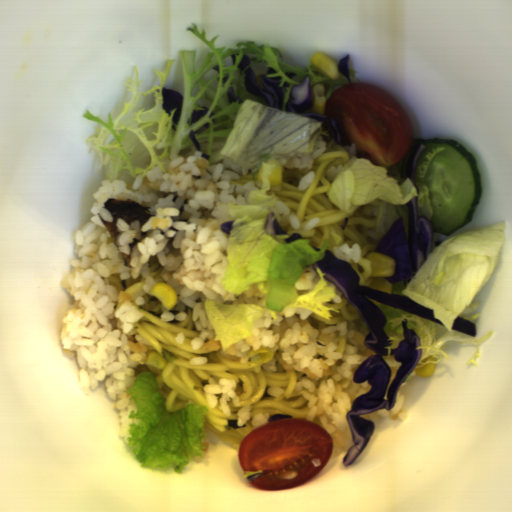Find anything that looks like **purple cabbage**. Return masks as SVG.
Returning <instances> with one entry per match:
<instances>
[{
    "label": "purple cabbage",
    "instance_id": "1",
    "mask_svg": "<svg viewBox=\"0 0 512 512\" xmlns=\"http://www.w3.org/2000/svg\"><path fill=\"white\" fill-rule=\"evenodd\" d=\"M324 251V257L312 263L313 270L320 268L321 272L326 274L324 278L340 291L361 316L369 330L363 342L368 349L375 353L356 368L353 376V383L367 381L371 385V390L357 397L346 415L353 438L352 446L342 459L344 467H347L361 455L375 430L374 422L361 415L375 413L380 409L391 410L396 404L397 393L402 383L421 358V349H417L421 346L420 338L414 329L407 327L409 322L404 318L401 321L404 339L399 342L398 347L390 350V356L394 357L395 361L400 362L401 365L388 388L392 371L383 358L388 354L385 346H391L389 344L391 341L388 340L389 336L384 330L387 319L382 310L369 299L382 302L394 309L407 311L441 326L444 325L441 320L434 318L433 310L408 297L387 294L360 285L361 276L350 263L337 258L328 249H324ZM386 391L387 398L384 400Z\"/></svg>",
    "mask_w": 512,
    "mask_h": 512
},
{
    "label": "purple cabbage",
    "instance_id": "2",
    "mask_svg": "<svg viewBox=\"0 0 512 512\" xmlns=\"http://www.w3.org/2000/svg\"><path fill=\"white\" fill-rule=\"evenodd\" d=\"M408 239L405 236L404 217L400 215L376 246V252L394 260L393 275L385 277L392 284L413 279L427 256L433 251V228L429 217H419V196L406 204Z\"/></svg>",
    "mask_w": 512,
    "mask_h": 512
},
{
    "label": "purple cabbage",
    "instance_id": "3",
    "mask_svg": "<svg viewBox=\"0 0 512 512\" xmlns=\"http://www.w3.org/2000/svg\"><path fill=\"white\" fill-rule=\"evenodd\" d=\"M271 73L278 72L274 68L268 67L266 74L256 76L252 66L248 67L244 72V87L253 96L262 97L269 108L283 111V89L290 85L284 82L283 86L280 87L282 76L268 78L267 76Z\"/></svg>",
    "mask_w": 512,
    "mask_h": 512
},
{
    "label": "purple cabbage",
    "instance_id": "4",
    "mask_svg": "<svg viewBox=\"0 0 512 512\" xmlns=\"http://www.w3.org/2000/svg\"><path fill=\"white\" fill-rule=\"evenodd\" d=\"M311 93V79L309 76H305L300 85H296L292 88L285 110L287 113H296L316 121L324 122V119L328 118L326 113L319 115L313 112H306L312 109Z\"/></svg>",
    "mask_w": 512,
    "mask_h": 512
},
{
    "label": "purple cabbage",
    "instance_id": "5",
    "mask_svg": "<svg viewBox=\"0 0 512 512\" xmlns=\"http://www.w3.org/2000/svg\"><path fill=\"white\" fill-rule=\"evenodd\" d=\"M162 96L164 98L163 108L167 113L177 108L172 120L175 125L179 124L184 97L175 90L166 89V87L162 88Z\"/></svg>",
    "mask_w": 512,
    "mask_h": 512
},
{
    "label": "purple cabbage",
    "instance_id": "6",
    "mask_svg": "<svg viewBox=\"0 0 512 512\" xmlns=\"http://www.w3.org/2000/svg\"><path fill=\"white\" fill-rule=\"evenodd\" d=\"M426 148V145L420 142L414 147L406 161V178H409L412 181L413 185L416 187L417 194H419L420 188L416 183V167L420 156L426 150Z\"/></svg>",
    "mask_w": 512,
    "mask_h": 512
},
{
    "label": "purple cabbage",
    "instance_id": "7",
    "mask_svg": "<svg viewBox=\"0 0 512 512\" xmlns=\"http://www.w3.org/2000/svg\"><path fill=\"white\" fill-rule=\"evenodd\" d=\"M452 330L460 331L471 337H476V324L466 320L461 316H457L453 322Z\"/></svg>",
    "mask_w": 512,
    "mask_h": 512
},
{
    "label": "purple cabbage",
    "instance_id": "8",
    "mask_svg": "<svg viewBox=\"0 0 512 512\" xmlns=\"http://www.w3.org/2000/svg\"><path fill=\"white\" fill-rule=\"evenodd\" d=\"M275 217V214L271 211L266 216V223L264 225L266 233H270V235H286L287 232L279 225L277 219H272Z\"/></svg>",
    "mask_w": 512,
    "mask_h": 512
},
{
    "label": "purple cabbage",
    "instance_id": "9",
    "mask_svg": "<svg viewBox=\"0 0 512 512\" xmlns=\"http://www.w3.org/2000/svg\"><path fill=\"white\" fill-rule=\"evenodd\" d=\"M350 54H347L346 57H343L338 65V71L341 72L349 81V84L352 83L350 79V65H349Z\"/></svg>",
    "mask_w": 512,
    "mask_h": 512
},
{
    "label": "purple cabbage",
    "instance_id": "10",
    "mask_svg": "<svg viewBox=\"0 0 512 512\" xmlns=\"http://www.w3.org/2000/svg\"><path fill=\"white\" fill-rule=\"evenodd\" d=\"M328 122L333 129V136H334L336 143L340 146H343L344 144H346L339 127L334 123L333 119L329 118Z\"/></svg>",
    "mask_w": 512,
    "mask_h": 512
},
{
    "label": "purple cabbage",
    "instance_id": "11",
    "mask_svg": "<svg viewBox=\"0 0 512 512\" xmlns=\"http://www.w3.org/2000/svg\"><path fill=\"white\" fill-rule=\"evenodd\" d=\"M209 127H210V123L207 122L203 126H201L199 129H197L195 132L191 131L189 133V138L192 141V143L194 144L196 150L201 151V146L198 143V141L196 140L195 135L202 133L203 131L209 129Z\"/></svg>",
    "mask_w": 512,
    "mask_h": 512
},
{
    "label": "purple cabbage",
    "instance_id": "12",
    "mask_svg": "<svg viewBox=\"0 0 512 512\" xmlns=\"http://www.w3.org/2000/svg\"><path fill=\"white\" fill-rule=\"evenodd\" d=\"M204 110H194L191 116V123H196L199 121L206 113H208L209 109L207 106L202 107Z\"/></svg>",
    "mask_w": 512,
    "mask_h": 512
},
{
    "label": "purple cabbage",
    "instance_id": "13",
    "mask_svg": "<svg viewBox=\"0 0 512 512\" xmlns=\"http://www.w3.org/2000/svg\"><path fill=\"white\" fill-rule=\"evenodd\" d=\"M226 97L228 102L230 103L237 100L239 101V103H241V99L239 97H236L235 95L233 86L228 88Z\"/></svg>",
    "mask_w": 512,
    "mask_h": 512
},
{
    "label": "purple cabbage",
    "instance_id": "14",
    "mask_svg": "<svg viewBox=\"0 0 512 512\" xmlns=\"http://www.w3.org/2000/svg\"><path fill=\"white\" fill-rule=\"evenodd\" d=\"M281 419H293V417L290 414L277 413V414H273L270 418H268L267 421L269 423L270 421L281 420Z\"/></svg>",
    "mask_w": 512,
    "mask_h": 512
},
{
    "label": "purple cabbage",
    "instance_id": "15",
    "mask_svg": "<svg viewBox=\"0 0 512 512\" xmlns=\"http://www.w3.org/2000/svg\"><path fill=\"white\" fill-rule=\"evenodd\" d=\"M251 59L249 58V56L246 54L243 56L238 68L243 71L244 69H246L250 64H251Z\"/></svg>",
    "mask_w": 512,
    "mask_h": 512
},
{
    "label": "purple cabbage",
    "instance_id": "16",
    "mask_svg": "<svg viewBox=\"0 0 512 512\" xmlns=\"http://www.w3.org/2000/svg\"><path fill=\"white\" fill-rule=\"evenodd\" d=\"M232 223H233L232 221H229V222H226V223H222L220 225L221 232L226 233V234H230V231H231V229L233 227Z\"/></svg>",
    "mask_w": 512,
    "mask_h": 512
},
{
    "label": "purple cabbage",
    "instance_id": "17",
    "mask_svg": "<svg viewBox=\"0 0 512 512\" xmlns=\"http://www.w3.org/2000/svg\"><path fill=\"white\" fill-rule=\"evenodd\" d=\"M303 236L299 234L298 232H294L291 234V236L288 239H285L286 243H291L294 240H297L299 238H302Z\"/></svg>",
    "mask_w": 512,
    "mask_h": 512
},
{
    "label": "purple cabbage",
    "instance_id": "18",
    "mask_svg": "<svg viewBox=\"0 0 512 512\" xmlns=\"http://www.w3.org/2000/svg\"><path fill=\"white\" fill-rule=\"evenodd\" d=\"M228 426L229 427H233L234 429L239 428L237 420H229L228 421Z\"/></svg>",
    "mask_w": 512,
    "mask_h": 512
},
{
    "label": "purple cabbage",
    "instance_id": "19",
    "mask_svg": "<svg viewBox=\"0 0 512 512\" xmlns=\"http://www.w3.org/2000/svg\"><path fill=\"white\" fill-rule=\"evenodd\" d=\"M263 472H259V473H256V474H253V475H250L249 477H247V481H253L254 479H256L257 477H259L260 475H262Z\"/></svg>",
    "mask_w": 512,
    "mask_h": 512
},
{
    "label": "purple cabbage",
    "instance_id": "20",
    "mask_svg": "<svg viewBox=\"0 0 512 512\" xmlns=\"http://www.w3.org/2000/svg\"><path fill=\"white\" fill-rule=\"evenodd\" d=\"M348 222H349V218H348V217H347V218H345V219H343V221H342V223H341V225H340V228H341L342 230H345V228H346V227H347V225H348Z\"/></svg>",
    "mask_w": 512,
    "mask_h": 512
},
{
    "label": "purple cabbage",
    "instance_id": "21",
    "mask_svg": "<svg viewBox=\"0 0 512 512\" xmlns=\"http://www.w3.org/2000/svg\"><path fill=\"white\" fill-rule=\"evenodd\" d=\"M285 74H286V76H287L288 78H290V79H293V78L297 75V74H295V73H293V72H289V73L287 72V73H285Z\"/></svg>",
    "mask_w": 512,
    "mask_h": 512
},
{
    "label": "purple cabbage",
    "instance_id": "22",
    "mask_svg": "<svg viewBox=\"0 0 512 512\" xmlns=\"http://www.w3.org/2000/svg\"><path fill=\"white\" fill-rule=\"evenodd\" d=\"M230 58H232V65L235 64L236 63V55L235 54H231Z\"/></svg>",
    "mask_w": 512,
    "mask_h": 512
},
{
    "label": "purple cabbage",
    "instance_id": "23",
    "mask_svg": "<svg viewBox=\"0 0 512 512\" xmlns=\"http://www.w3.org/2000/svg\"><path fill=\"white\" fill-rule=\"evenodd\" d=\"M228 79H229V75L227 74V75L223 78V80H222V84H225V83L228 81Z\"/></svg>",
    "mask_w": 512,
    "mask_h": 512
},
{
    "label": "purple cabbage",
    "instance_id": "24",
    "mask_svg": "<svg viewBox=\"0 0 512 512\" xmlns=\"http://www.w3.org/2000/svg\"><path fill=\"white\" fill-rule=\"evenodd\" d=\"M212 69H214L217 73H219V72H220V67H219V65L214 66Z\"/></svg>",
    "mask_w": 512,
    "mask_h": 512
},
{
    "label": "purple cabbage",
    "instance_id": "25",
    "mask_svg": "<svg viewBox=\"0 0 512 512\" xmlns=\"http://www.w3.org/2000/svg\"><path fill=\"white\" fill-rule=\"evenodd\" d=\"M312 247H313L316 251H320V248H319V247H317V246H315V245H314V246H312Z\"/></svg>",
    "mask_w": 512,
    "mask_h": 512
}]
</instances>
